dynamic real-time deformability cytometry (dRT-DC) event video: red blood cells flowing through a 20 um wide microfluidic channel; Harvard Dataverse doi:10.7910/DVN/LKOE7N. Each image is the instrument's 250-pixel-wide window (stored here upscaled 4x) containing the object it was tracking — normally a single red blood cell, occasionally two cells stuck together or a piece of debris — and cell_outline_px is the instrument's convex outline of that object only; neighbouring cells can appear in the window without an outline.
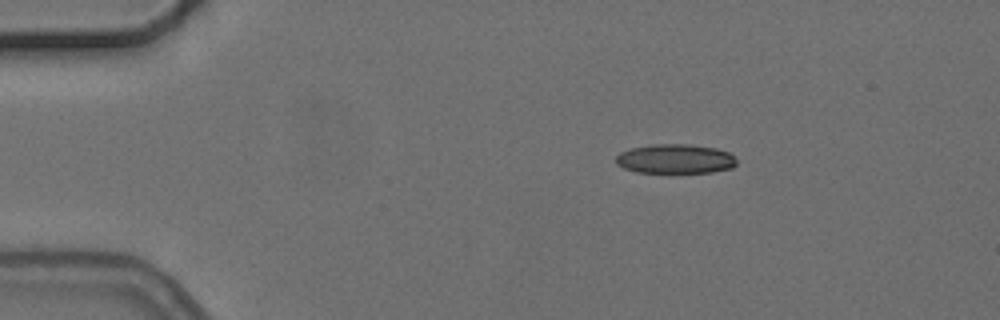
{"species": "common noctule bat (a hibernating species)", "species_latin": "Nyctalus noctula", "temperature_condition": "cold", "stored_images_in_passage": 5, "segment_of_instrument_passage": [1, 2], "camera_frame_rate_fps": 3000, "um_per_image_px": 0.085, "animal": {"sex": "female", "body_mass_g": 24.6, "forearm_length_mm": 56.2}, "frame": {"image": 1, "passage_image": 2, "time_ms": 1.333, "image_size_px": [1000, 320], "cell_outline_px": [[736, 164], [732, 168], [712, 172], [636, 172], [624, 168], [616, 164], [616, 156], [620, 152], [632, 148], [652, 144], [688, 144], [716, 148], [728, 152], [736, 160]], "centroid_in_image_um": [57.38, 13.5], "position_along_channel_um": 27.6, "area_um2": 20.58}}